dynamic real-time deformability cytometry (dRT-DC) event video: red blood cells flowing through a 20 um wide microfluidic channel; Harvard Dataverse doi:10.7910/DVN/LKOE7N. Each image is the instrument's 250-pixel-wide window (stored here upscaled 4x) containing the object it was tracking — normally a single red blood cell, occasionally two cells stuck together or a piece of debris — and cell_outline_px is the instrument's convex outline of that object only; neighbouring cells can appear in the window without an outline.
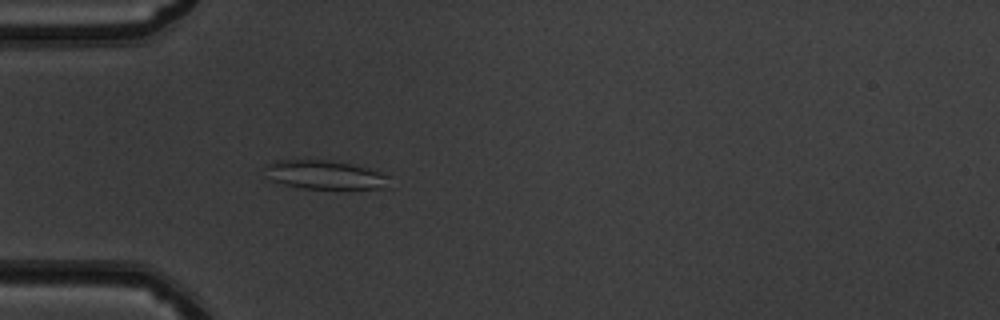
{"species": "common noctule bat (a hibernating species)", "species_latin": "Nyctalus noctula", "temperature_condition": "warm", "stored_images_in_passage": 51, "camera_frame_rate_fps": 3000, "um_per_image_px": 0.085, "animal": {"sex": "male", "body_mass_g": 19.5, "forearm_length_mm": 54.6}, "frame": {"image": 1, "passage_image": 16, "time_ms": 5.0, "image_size_px": [1000, 320], "cell_outline_px": [[388, 188], [304, 188], [284, 184], [272, 180], [264, 176], [264, 164], [276, 160], [324, 160], [348, 164], [368, 168], [380, 172], [388, 176]], "centroid_in_image_um": [27.53, 14.85], "position_along_channel_um": 57.5, "area_um2": 20.63}}
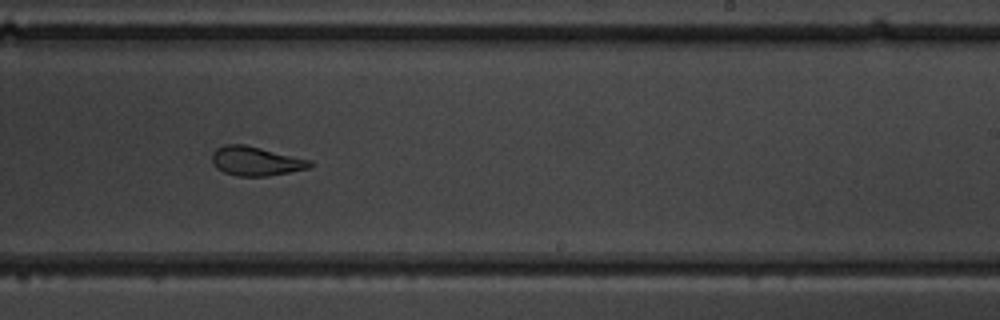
{"frame": {"image": 2, "passage_image": 32, "time_ms": 10.333, "image_size_px": [1000, 320], "cell_outline_px": [[312, 168], [268, 176], [236, 176], [224, 172], [216, 168], [212, 164], [212, 152], [216, 148], [224, 144], [244, 144], [312, 160]], "centroid_in_image_um": [21.74, 13.69], "position_along_channel_um": 267.3, "area_um2": 16.82}}
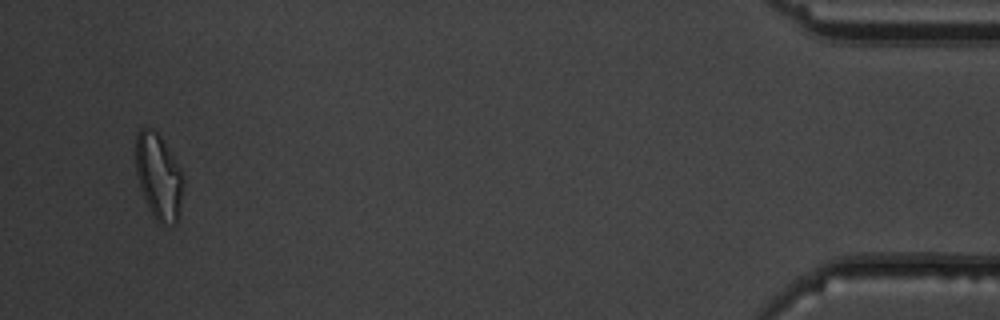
{"frame": {"image": 3, "passage_image": 49, "time_ms": 16.0, "image_size_px": [1000, 320], "cell_outline_px": [[180, 200], [176, 224], [160, 224], [156, 220], [148, 208], [140, 188], [136, 172], [136, 132], [140, 128], [152, 128], [160, 136], [172, 156], [180, 172]], "centroid_in_image_um": [13.4, 14.99], "position_along_channel_um": 421.8, "area_um2": 22.83}, "authors_computed_cell_mechanics": {"area_um2": 19.9988, "velocity_mm_per_s": 4.0513, "shape_relaxation_time_tau1_ms": null, "shape_relaxation_time_tau2_ms": 1.2356, "deformation_change_tau1": null, "deformation_change_tau2": 0.0727}}